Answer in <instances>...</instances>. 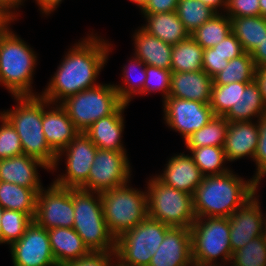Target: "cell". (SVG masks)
<instances>
[{
  "instance_id": "obj_22",
  "label": "cell",
  "mask_w": 266,
  "mask_h": 266,
  "mask_svg": "<svg viewBox=\"0 0 266 266\" xmlns=\"http://www.w3.org/2000/svg\"><path fill=\"white\" fill-rule=\"evenodd\" d=\"M213 78L205 71L172 72L169 97L210 104Z\"/></svg>"
},
{
  "instance_id": "obj_49",
  "label": "cell",
  "mask_w": 266,
  "mask_h": 266,
  "mask_svg": "<svg viewBox=\"0 0 266 266\" xmlns=\"http://www.w3.org/2000/svg\"><path fill=\"white\" fill-rule=\"evenodd\" d=\"M24 2L25 0H0V10L14 22L20 16L17 11Z\"/></svg>"
},
{
  "instance_id": "obj_6",
  "label": "cell",
  "mask_w": 266,
  "mask_h": 266,
  "mask_svg": "<svg viewBox=\"0 0 266 266\" xmlns=\"http://www.w3.org/2000/svg\"><path fill=\"white\" fill-rule=\"evenodd\" d=\"M73 229L89 251H115L116 239L109 232L102 209L101 194L73 188Z\"/></svg>"
},
{
  "instance_id": "obj_28",
  "label": "cell",
  "mask_w": 266,
  "mask_h": 266,
  "mask_svg": "<svg viewBox=\"0 0 266 266\" xmlns=\"http://www.w3.org/2000/svg\"><path fill=\"white\" fill-rule=\"evenodd\" d=\"M40 191V188H26L0 181V205L4 209L23 212L34 220L37 194Z\"/></svg>"
},
{
  "instance_id": "obj_18",
  "label": "cell",
  "mask_w": 266,
  "mask_h": 266,
  "mask_svg": "<svg viewBox=\"0 0 266 266\" xmlns=\"http://www.w3.org/2000/svg\"><path fill=\"white\" fill-rule=\"evenodd\" d=\"M174 154L167 161L163 173L155 177L163 184L194 195L204 175L189 154Z\"/></svg>"
},
{
  "instance_id": "obj_8",
  "label": "cell",
  "mask_w": 266,
  "mask_h": 266,
  "mask_svg": "<svg viewBox=\"0 0 266 266\" xmlns=\"http://www.w3.org/2000/svg\"><path fill=\"white\" fill-rule=\"evenodd\" d=\"M150 178L146 187L148 217L171 227L190 228L197 219L193 195L169 187L155 176Z\"/></svg>"
},
{
  "instance_id": "obj_35",
  "label": "cell",
  "mask_w": 266,
  "mask_h": 266,
  "mask_svg": "<svg viewBox=\"0 0 266 266\" xmlns=\"http://www.w3.org/2000/svg\"><path fill=\"white\" fill-rule=\"evenodd\" d=\"M191 157L204 176L226 173L231 170L225 163L227 161L223 147L204 146L188 149Z\"/></svg>"
},
{
  "instance_id": "obj_16",
  "label": "cell",
  "mask_w": 266,
  "mask_h": 266,
  "mask_svg": "<svg viewBox=\"0 0 266 266\" xmlns=\"http://www.w3.org/2000/svg\"><path fill=\"white\" fill-rule=\"evenodd\" d=\"M42 129L49 147L58 154L80 133L59 103L43 98Z\"/></svg>"
},
{
  "instance_id": "obj_51",
  "label": "cell",
  "mask_w": 266,
  "mask_h": 266,
  "mask_svg": "<svg viewBox=\"0 0 266 266\" xmlns=\"http://www.w3.org/2000/svg\"><path fill=\"white\" fill-rule=\"evenodd\" d=\"M39 6V11L48 16L54 12L63 0H34Z\"/></svg>"
},
{
  "instance_id": "obj_44",
  "label": "cell",
  "mask_w": 266,
  "mask_h": 266,
  "mask_svg": "<svg viewBox=\"0 0 266 266\" xmlns=\"http://www.w3.org/2000/svg\"><path fill=\"white\" fill-rule=\"evenodd\" d=\"M115 259V260H114ZM116 251H89L77 260L70 261L63 266H116Z\"/></svg>"
},
{
  "instance_id": "obj_10",
  "label": "cell",
  "mask_w": 266,
  "mask_h": 266,
  "mask_svg": "<svg viewBox=\"0 0 266 266\" xmlns=\"http://www.w3.org/2000/svg\"><path fill=\"white\" fill-rule=\"evenodd\" d=\"M96 145L80 132L66 148L57 154L52 172L57 171L59 161L65 156L66 172L59 174L53 183L62 188L80 189L87 181L90 168L97 152Z\"/></svg>"
},
{
  "instance_id": "obj_45",
  "label": "cell",
  "mask_w": 266,
  "mask_h": 266,
  "mask_svg": "<svg viewBox=\"0 0 266 266\" xmlns=\"http://www.w3.org/2000/svg\"><path fill=\"white\" fill-rule=\"evenodd\" d=\"M225 14L230 18L260 16L259 0H227Z\"/></svg>"
},
{
  "instance_id": "obj_1",
  "label": "cell",
  "mask_w": 266,
  "mask_h": 266,
  "mask_svg": "<svg viewBox=\"0 0 266 266\" xmlns=\"http://www.w3.org/2000/svg\"><path fill=\"white\" fill-rule=\"evenodd\" d=\"M97 35L93 32L87 34L68 49L40 94L43 98L50 103H60L71 95L101 84L96 81L106 65L113 45Z\"/></svg>"
},
{
  "instance_id": "obj_53",
  "label": "cell",
  "mask_w": 266,
  "mask_h": 266,
  "mask_svg": "<svg viewBox=\"0 0 266 266\" xmlns=\"http://www.w3.org/2000/svg\"><path fill=\"white\" fill-rule=\"evenodd\" d=\"M206 6H209L216 13H225L227 0H200ZM223 8V9H222Z\"/></svg>"
},
{
  "instance_id": "obj_11",
  "label": "cell",
  "mask_w": 266,
  "mask_h": 266,
  "mask_svg": "<svg viewBox=\"0 0 266 266\" xmlns=\"http://www.w3.org/2000/svg\"><path fill=\"white\" fill-rule=\"evenodd\" d=\"M128 159L127 152L97 149L88 181L80 189L101 193L128 183L132 175Z\"/></svg>"
},
{
  "instance_id": "obj_7",
  "label": "cell",
  "mask_w": 266,
  "mask_h": 266,
  "mask_svg": "<svg viewBox=\"0 0 266 266\" xmlns=\"http://www.w3.org/2000/svg\"><path fill=\"white\" fill-rule=\"evenodd\" d=\"M129 185L130 182L100 193L104 219L115 239L148 216L147 189L141 191Z\"/></svg>"
},
{
  "instance_id": "obj_46",
  "label": "cell",
  "mask_w": 266,
  "mask_h": 266,
  "mask_svg": "<svg viewBox=\"0 0 266 266\" xmlns=\"http://www.w3.org/2000/svg\"><path fill=\"white\" fill-rule=\"evenodd\" d=\"M212 48L213 53H217L223 57H226V60L228 61L237 58L245 53L240 41L234 36L232 32Z\"/></svg>"
},
{
  "instance_id": "obj_30",
  "label": "cell",
  "mask_w": 266,
  "mask_h": 266,
  "mask_svg": "<svg viewBox=\"0 0 266 266\" xmlns=\"http://www.w3.org/2000/svg\"><path fill=\"white\" fill-rule=\"evenodd\" d=\"M204 49L191 36L173 45L171 55L172 72L203 70Z\"/></svg>"
},
{
  "instance_id": "obj_26",
  "label": "cell",
  "mask_w": 266,
  "mask_h": 266,
  "mask_svg": "<svg viewBox=\"0 0 266 266\" xmlns=\"http://www.w3.org/2000/svg\"><path fill=\"white\" fill-rule=\"evenodd\" d=\"M266 114V105L263 103L258 83L254 80L250 83L240 82V95L236 104L224 116L228 121H252L259 120Z\"/></svg>"
},
{
  "instance_id": "obj_19",
  "label": "cell",
  "mask_w": 266,
  "mask_h": 266,
  "mask_svg": "<svg viewBox=\"0 0 266 266\" xmlns=\"http://www.w3.org/2000/svg\"><path fill=\"white\" fill-rule=\"evenodd\" d=\"M255 121H229L223 145L228 162H234L244 157L254 160L259 141L258 120Z\"/></svg>"
},
{
  "instance_id": "obj_55",
  "label": "cell",
  "mask_w": 266,
  "mask_h": 266,
  "mask_svg": "<svg viewBox=\"0 0 266 266\" xmlns=\"http://www.w3.org/2000/svg\"><path fill=\"white\" fill-rule=\"evenodd\" d=\"M260 16L266 18V0H259Z\"/></svg>"
},
{
  "instance_id": "obj_50",
  "label": "cell",
  "mask_w": 266,
  "mask_h": 266,
  "mask_svg": "<svg viewBox=\"0 0 266 266\" xmlns=\"http://www.w3.org/2000/svg\"><path fill=\"white\" fill-rule=\"evenodd\" d=\"M252 59L256 65V68L266 66V38L256 49L251 53Z\"/></svg>"
},
{
  "instance_id": "obj_56",
  "label": "cell",
  "mask_w": 266,
  "mask_h": 266,
  "mask_svg": "<svg viewBox=\"0 0 266 266\" xmlns=\"http://www.w3.org/2000/svg\"><path fill=\"white\" fill-rule=\"evenodd\" d=\"M130 1L135 3L140 8V10H142L146 5V3L148 2V0H130Z\"/></svg>"
},
{
  "instance_id": "obj_37",
  "label": "cell",
  "mask_w": 266,
  "mask_h": 266,
  "mask_svg": "<svg viewBox=\"0 0 266 266\" xmlns=\"http://www.w3.org/2000/svg\"><path fill=\"white\" fill-rule=\"evenodd\" d=\"M32 221L33 219L23 212L4 209L0 222V244H8L10 247L24 235Z\"/></svg>"
},
{
  "instance_id": "obj_34",
  "label": "cell",
  "mask_w": 266,
  "mask_h": 266,
  "mask_svg": "<svg viewBox=\"0 0 266 266\" xmlns=\"http://www.w3.org/2000/svg\"><path fill=\"white\" fill-rule=\"evenodd\" d=\"M256 65L250 53L230 60L227 66L213 78V85L233 82L250 83L255 80Z\"/></svg>"
},
{
  "instance_id": "obj_9",
  "label": "cell",
  "mask_w": 266,
  "mask_h": 266,
  "mask_svg": "<svg viewBox=\"0 0 266 266\" xmlns=\"http://www.w3.org/2000/svg\"><path fill=\"white\" fill-rule=\"evenodd\" d=\"M80 132L95 121L113 114L123 102L111 83L99 84L71 95L59 103Z\"/></svg>"
},
{
  "instance_id": "obj_32",
  "label": "cell",
  "mask_w": 266,
  "mask_h": 266,
  "mask_svg": "<svg viewBox=\"0 0 266 266\" xmlns=\"http://www.w3.org/2000/svg\"><path fill=\"white\" fill-rule=\"evenodd\" d=\"M229 121L222 116H214L206 125L195 131L184 141L186 149L204 146L223 147Z\"/></svg>"
},
{
  "instance_id": "obj_41",
  "label": "cell",
  "mask_w": 266,
  "mask_h": 266,
  "mask_svg": "<svg viewBox=\"0 0 266 266\" xmlns=\"http://www.w3.org/2000/svg\"><path fill=\"white\" fill-rule=\"evenodd\" d=\"M172 71L146 65V79L143 87V95L152 92H161L163 101L170 95Z\"/></svg>"
},
{
  "instance_id": "obj_15",
  "label": "cell",
  "mask_w": 266,
  "mask_h": 266,
  "mask_svg": "<svg viewBox=\"0 0 266 266\" xmlns=\"http://www.w3.org/2000/svg\"><path fill=\"white\" fill-rule=\"evenodd\" d=\"M257 193L229 217L232 253L266 234L265 216Z\"/></svg>"
},
{
  "instance_id": "obj_38",
  "label": "cell",
  "mask_w": 266,
  "mask_h": 266,
  "mask_svg": "<svg viewBox=\"0 0 266 266\" xmlns=\"http://www.w3.org/2000/svg\"><path fill=\"white\" fill-rule=\"evenodd\" d=\"M228 266H266V234L233 252Z\"/></svg>"
},
{
  "instance_id": "obj_43",
  "label": "cell",
  "mask_w": 266,
  "mask_h": 266,
  "mask_svg": "<svg viewBox=\"0 0 266 266\" xmlns=\"http://www.w3.org/2000/svg\"><path fill=\"white\" fill-rule=\"evenodd\" d=\"M259 141L254 155L256 172L253 175L254 181L260 186V182L266 176V114L258 120Z\"/></svg>"
},
{
  "instance_id": "obj_5",
  "label": "cell",
  "mask_w": 266,
  "mask_h": 266,
  "mask_svg": "<svg viewBox=\"0 0 266 266\" xmlns=\"http://www.w3.org/2000/svg\"><path fill=\"white\" fill-rule=\"evenodd\" d=\"M190 232L194 266L229 265L232 257L229 218H197Z\"/></svg>"
},
{
  "instance_id": "obj_25",
  "label": "cell",
  "mask_w": 266,
  "mask_h": 266,
  "mask_svg": "<svg viewBox=\"0 0 266 266\" xmlns=\"http://www.w3.org/2000/svg\"><path fill=\"white\" fill-rule=\"evenodd\" d=\"M146 23L141 28L165 43L175 45L190 36L176 12L142 14Z\"/></svg>"
},
{
  "instance_id": "obj_47",
  "label": "cell",
  "mask_w": 266,
  "mask_h": 266,
  "mask_svg": "<svg viewBox=\"0 0 266 266\" xmlns=\"http://www.w3.org/2000/svg\"><path fill=\"white\" fill-rule=\"evenodd\" d=\"M202 62L203 71H205L210 77L214 78L227 66L229 61L226 60V57L213 53V48H207L204 49Z\"/></svg>"
},
{
  "instance_id": "obj_2",
  "label": "cell",
  "mask_w": 266,
  "mask_h": 266,
  "mask_svg": "<svg viewBox=\"0 0 266 266\" xmlns=\"http://www.w3.org/2000/svg\"><path fill=\"white\" fill-rule=\"evenodd\" d=\"M258 187L253 178L246 180L232 168L223 174L204 176L193 195L195 216L229 218L256 194Z\"/></svg>"
},
{
  "instance_id": "obj_29",
  "label": "cell",
  "mask_w": 266,
  "mask_h": 266,
  "mask_svg": "<svg viewBox=\"0 0 266 266\" xmlns=\"http://www.w3.org/2000/svg\"><path fill=\"white\" fill-rule=\"evenodd\" d=\"M231 32L247 53H252L266 38V18L262 16L234 17Z\"/></svg>"
},
{
  "instance_id": "obj_3",
  "label": "cell",
  "mask_w": 266,
  "mask_h": 266,
  "mask_svg": "<svg viewBox=\"0 0 266 266\" xmlns=\"http://www.w3.org/2000/svg\"><path fill=\"white\" fill-rule=\"evenodd\" d=\"M37 54L10 28L0 33V85L12 96H38L33 92Z\"/></svg>"
},
{
  "instance_id": "obj_12",
  "label": "cell",
  "mask_w": 266,
  "mask_h": 266,
  "mask_svg": "<svg viewBox=\"0 0 266 266\" xmlns=\"http://www.w3.org/2000/svg\"><path fill=\"white\" fill-rule=\"evenodd\" d=\"M34 221L46 230L55 227L73 228V188H62L51 183L37 194Z\"/></svg>"
},
{
  "instance_id": "obj_42",
  "label": "cell",
  "mask_w": 266,
  "mask_h": 266,
  "mask_svg": "<svg viewBox=\"0 0 266 266\" xmlns=\"http://www.w3.org/2000/svg\"><path fill=\"white\" fill-rule=\"evenodd\" d=\"M0 123V160L24 154L18 133L2 114Z\"/></svg>"
},
{
  "instance_id": "obj_13",
  "label": "cell",
  "mask_w": 266,
  "mask_h": 266,
  "mask_svg": "<svg viewBox=\"0 0 266 266\" xmlns=\"http://www.w3.org/2000/svg\"><path fill=\"white\" fill-rule=\"evenodd\" d=\"M162 102L165 124L184 140L215 116L210 104L199 101L168 97Z\"/></svg>"
},
{
  "instance_id": "obj_4",
  "label": "cell",
  "mask_w": 266,
  "mask_h": 266,
  "mask_svg": "<svg viewBox=\"0 0 266 266\" xmlns=\"http://www.w3.org/2000/svg\"><path fill=\"white\" fill-rule=\"evenodd\" d=\"M12 98L17 102L15 108L1 111L0 114L15 128L24 154L40 160L52 170L57 154L49 147L42 129L43 97L38 95Z\"/></svg>"
},
{
  "instance_id": "obj_54",
  "label": "cell",
  "mask_w": 266,
  "mask_h": 266,
  "mask_svg": "<svg viewBox=\"0 0 266 266\" xmlns=\"http://www.w3.org/2000/svg\"><path fill=\"white\" fill-rule=\"evenodd\" d=\"M13 21L0 10V33L3 32Z\"/></svg>"
},
{
  "instance_id": "obj_36",
  "label": "cell",
  "mask_w": 266,
  "mask_h": 266,
  "mask_svg": "<svg viewBox=\"0 0 266 266\" xmlns=\"http://www.w3.org/2000/svg\"><path fill=\"white\" fill-rule=\"evenodd\" d=\"M175 12L190 34L216 14L200 0H179Z\"/></svg>"
},
{
  "instance_id": "obj_40",
  "label": "cell",
  "mask_w": 266,
  "mask_h": 266,
  "mask_svg": "<svg viewBox=\"0 0 266 266\" xmlns=\"http://www.w3.org/2000/svg\"><path fill=\"white\" fill-rule=\"evenodd\" d=\"M118 266H149L152 254L142 244H116Z\"/></svg>"
},
{
  "instance_id": "obj_17",
  "label": "cell",
  "mask_w": 266,
  "mask_h": 266,
  "mask_svg": "<svg viewBox=\"0 0 266 266\" xmlns=\"http://www.w3.org/2000/svg\"><path fill=\"white\" fill-rule=\"evenodd\" d=\"M149 266H194L190 228L171 227Z\"/></svg>"
},
{
  "instance_id": "obj_27",
  "label": "cell",
  "mask_w": 266,
  "mask_h": 266,
  "mask_svg": "<svg viewBox=\"0 0 266 266\" xmlns=\"http://www.w3.org/2000/svg\"><path fill=\"white\" fill-rule=\"evenodd\" d=\"M170 228L171 226L147 216L133 229L122 233L116 239V244L146 245V250H149L153 257Z\"/></svg>"
},
{
  "instance_id": "obj_23",
  "label": "cell",
  "mask_w": 266,
  "mask_h": 266,
  "mask_svg": "<svg viewBox=\"0 0 266 266\" xmlns=\"http://www.w3.org/2000/svg\"><path fill=\"white\" fill-rule=\"evenodd\" d=\"M134 53L145 65L171 70L173 45L145 32L139 27L133 32Z\"/></svg>"
},
{
  "instance_id": "obj_21",
  "label": "cell",
  "mask_w": 266,
  "mask_h": 266,
  "mask_svg": "<svg viewBox=\"0 0 266 266\" xmlns=\"http://www.w3.org/2000/svg\"><path fill=\"white\" fill-rule=\"evenodd\" d=\"M51 171L50 168L38 159L25 154L0 160V181L17 184L26 188H40L38 168Z\"/></svg>"
},
{
  "instance_id": "obj_33",
  "label": "cell",
  "mask_w": 266,
  "mask_h": 266,
  "mask_svg": "<svg viewBox=\"0 0 266 266\" xmlns=\"http://www.w3.org/2000/svg\"><path fill=\"white\" fill-rule=\"evenodd\" d=\"M231 33V19L225 13H216L210 20L197 28L190 36L203 49L212 48Z\"/></svg>"
},
{
  "instance_id": "obj_14",
  "label": "cell",
  "mask_w": 266,
  "mask_h": 266,
  "mask_svg": "<svg viewBox=\"0 0 266 266\" xmlns=\"http://www.w3.org/2000/svg\"><path fill=\"white\" fill-rule=\"evenodd\" d=\"M9 248L14 266L57 265L51 251L48 231L34 220L24 235Z\"/></svg>"
},
{
  "instance_id": "obj_20",
  "label": "cell",
  "mask_w": 266,
  "mask_h": 266,
  "mask_svg": "<svg viewBox=\"0 0 266 266\" xmlns=\"http://www.w3.org/2000/svg\"><path fill=\"white\" fill-rule=\"evenodd\" d=\"M129 104L123 103L113 114L95 121L84 133L98 149L127 152L122 137L125 126L124 110Z\"/></svg>"
},
{
  "instance_id": "obj_24",
  "label": "cell",
  "mask_w": 266,
  "mask_h": 266,
  "mask_svg": "<svg viewBox=\"0 0 266 266\" xmlns=\"http://www.w3.org/2000/svg\"><path fill=\"white\" fill-rule=\"evenodd\" d=\"M47 231L51 251L57 265L63 266L70 261L79 259L89 252L82 238L73 228L55 227Z\"/></svg>"
},
{
  "instance_id": "obj_57",
  "label": "cell",
  "mask_w": 266,
  "mask_h": 266,
  "mask_svg": "<svg viewBox=\"0 0 266 266\" xmlns=\"http://www.w3.org/2000/svg\"><path fill=\"white\" fill-rule=\"evenodd\" d=\"M3 211H4V208L0 205V222H1ZM0 232H1V228H0Z\"/></svg>"
},
{
  "instance_id": "obj_31",
  "label": "cell",
  "mask_w": 266,
  "mask_h": 266,
  "mask_svg": "<svg viewBox=\"0 0 266 266\" xmlns=\"http://www.w3.org/2000/svg\"><path fill=\"white\" fill-rule=\"evenodd\" d=\"M133 58V59H132ZM130 57L128 64L124 65L122 85L113 84L118 92L119 99L126 104H129L136 95L143 96V87L146 79V65L137 57ZM140 72H137L136 71Z\"/></svg>"
},
{
  "instance_id": "obj_48",
  "label": "cell",
  "mask_w": 266,
  "mask_h": 266,
  "mask_svg": "<svg viewBox=\"0 0 266 266\" xmlns=\"http://www.w3.org/2000/svg\"><path fill=\"white\" fill-rule=\"evenodd\" d=\"M179 0H148L144 8L141 10L142 14H156L162 12L176 11Z\"/></svg>"
},
{
  "instance_id": "obj_39",
  "label": "cell",
  "mask_w": 266,
  "mask_h": 266,
  "mask_svg": "<svg viewBox=\"0 0 266 266\" xmlns=\"http://www.w3.org/2000/svg\"><path fill=\"white\" fill-rule=\"evenodd\" d=\"M240 95V82L227 85H213L210 107L215 116L224 117L237 103Z\"/></svg>"
},
{
  "instance_id": "obj_52",
  "label": "cell",
  "mask_w": 266,
  "mask_h": 266,
  "mask_svg": "<svg viewBox=\"0 0 266 266\" xmlns=\"http://www.w3.org/2000/svg\"><path fill=\"white\" fill-rule=\"evenodd\" d=\"M255 81L258 83L261 91L263 103L266 105V66L256 69Z\"/></svg>"
}]
</instances>
